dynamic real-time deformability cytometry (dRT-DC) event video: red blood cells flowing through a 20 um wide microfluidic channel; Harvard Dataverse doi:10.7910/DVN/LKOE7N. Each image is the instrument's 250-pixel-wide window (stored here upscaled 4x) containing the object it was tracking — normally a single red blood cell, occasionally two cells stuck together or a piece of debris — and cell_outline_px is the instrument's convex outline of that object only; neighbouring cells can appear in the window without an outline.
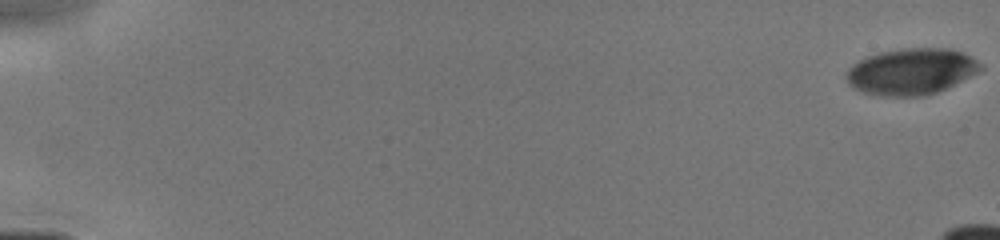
{"species": "human", "species_latin": "Homo sapiens", "temperature_condition": "cold", "stored_images_in_passage": 17, "camera_frame_rate_fps": 3000, "um_per_image_px": 0.085, "donor": {"sex": "male"}, "frame": {"image": 1, "passage_image": 1, "time_ms": 0.0, "image_size_px": [1000, 240], "cell_outline_px": [[984, 68], [936, 92], [924, 96], [880, 96], [864, 92], [852, 88], [848, 84], [844, 76], [848, 68], [852, 64], [868, 56], [880, 52], [904, 48], [952, 48], [984, 64]], "centroid_in_image_um": [77.4, 6.07], "position_along_channel_um": 7.6, "area_um2": 36.01}}